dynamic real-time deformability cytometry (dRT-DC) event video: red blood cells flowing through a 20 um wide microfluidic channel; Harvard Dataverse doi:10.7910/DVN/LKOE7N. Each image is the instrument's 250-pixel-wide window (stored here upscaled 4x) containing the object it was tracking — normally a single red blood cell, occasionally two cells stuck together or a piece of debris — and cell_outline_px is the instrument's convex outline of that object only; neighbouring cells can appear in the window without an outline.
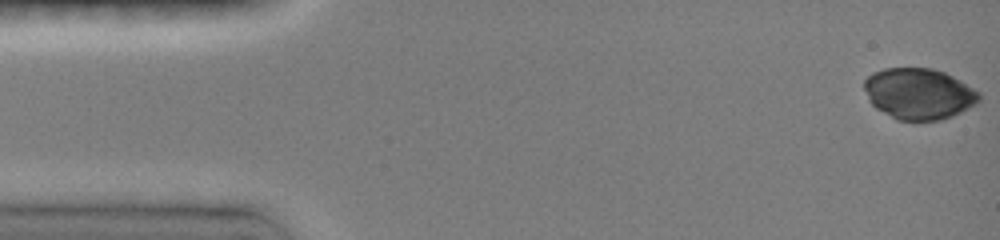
{"species": "common noctule bat (a hibernating species)", "species_latin": "Nyctalus noctula", "temperature_condition": "room temperature", "stored_images_in_passage": 15, "camera_frame_rate_fps": 3000, "um_per_image_px": 0.085, "animal": {"sex": "female", "body_mass_g": 19.0, "forearm_length_mm": 51.5}, "frame": {"image": 1, "passage_image": 1, "time_ms": 0.0, "image_size_px": [1000, 240], "cell_outline_px": [[980, 100], [976, 104], [952, 116], [940, 120], [896, 120], [876, 108], [868, 100], [864, 88], [864, 80], [872, 72], [884, 68], [932, 68], [944, 72], [960, 80], [980, 92]], "centroid_in_image_um": [78.09, 7.96], "position_along_channel_um": 6.9, "area_um2": 34.28}}